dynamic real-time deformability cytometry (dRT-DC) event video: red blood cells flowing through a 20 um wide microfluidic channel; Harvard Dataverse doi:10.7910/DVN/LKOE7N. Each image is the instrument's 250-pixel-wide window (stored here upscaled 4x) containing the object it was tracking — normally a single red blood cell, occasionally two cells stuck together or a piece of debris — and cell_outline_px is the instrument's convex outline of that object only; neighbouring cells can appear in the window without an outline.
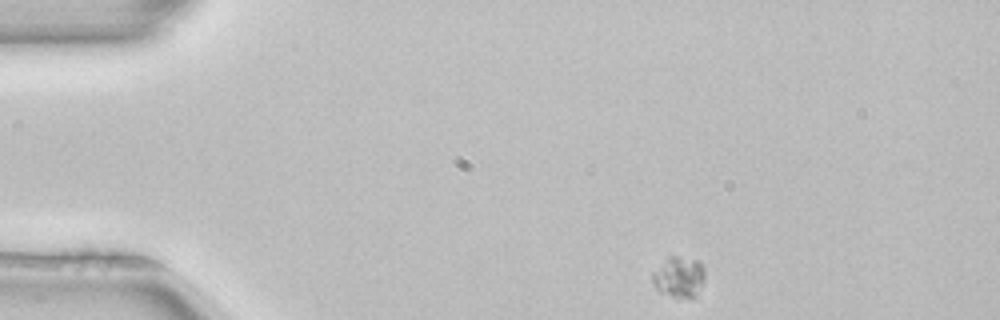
{"species": "common noctule bat (a hibernating species)", "species_latin": "Nyctalus noctula", "temperature_condition": "room temperature", "stored_images_in_passage": 45, "camera_frame_rate_fps": 3000, "um_per_image_px": 0.085, "animal": {"sex": "female", "body_mass_g": 22.7, "forearm_length_mm": 54.2}, "frame": {"image": 1, "passage_image": 1, "time_ms": 0.0, "image_size_px": [1000, 320], "cell_outline_px": [[704, 276], [696, 296], [692, 300], [672, 296], [660, 292], [656, 288], [652, 280], [652, 272], [668, 256], [680, 256], [696, 260], [704, 268]], "centroid_in_image_um": [57.7, 23.55], "position_along_channel_um": 27.3, "area_um2": 12.48}}
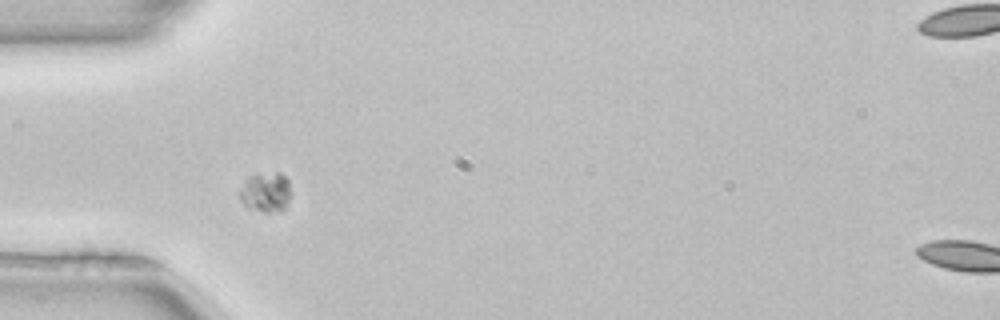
{"frame": {"image": 2, "passage_image": 9, "time_ms": 2.667, "image_size_px": [1000, 320], "cell_outline_px": [[288, 200], [284, 208], [268, 212], [264, 212], [248, 208], [240, 200], [240, 192], [244, 184], [252, 176], [276, 172], [280, 172], [288, 180]], "centroid_in_image_um": [22.58, 16.35], "position_along_channel_um": 62.4, "area_um2": 11.21}}
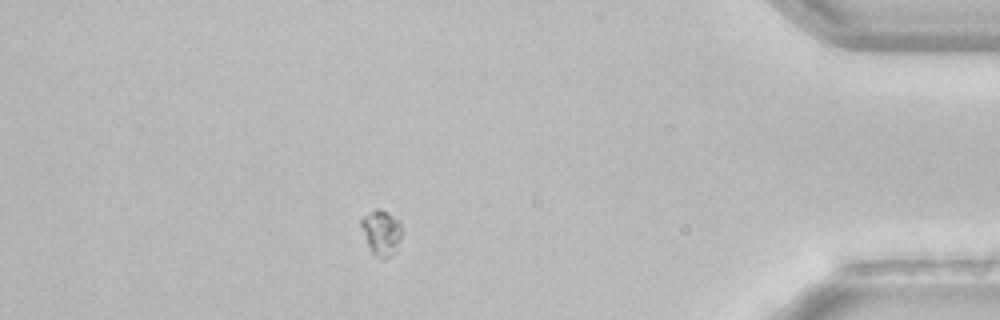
{"frame": {"image": 3, "passage_image": 39, "time_ms": 12.667, "image_size_px": [1000, 320], "cell_outline_px": [[400, 240], [396, 252], [384, 260], [380, 260], [368, 248], [360, 224], [360, 220], [364, 216], [376, 208], [380, 208], [400, 220]], "centroid_in_image_um": [32.41, 19.8], "position_along_channel_um": 402.8, "area_um2": 10.87}}